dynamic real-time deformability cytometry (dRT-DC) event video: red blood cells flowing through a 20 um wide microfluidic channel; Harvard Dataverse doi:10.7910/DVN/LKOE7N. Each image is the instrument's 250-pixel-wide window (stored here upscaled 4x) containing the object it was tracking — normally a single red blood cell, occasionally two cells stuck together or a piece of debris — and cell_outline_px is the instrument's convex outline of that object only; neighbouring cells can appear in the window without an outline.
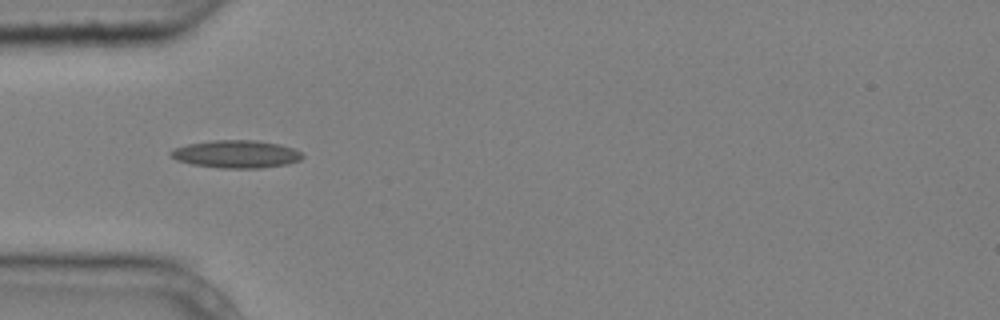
{"species": "common noctule bat (a hibernating species)", "species_latin": "Nyctalus noctula", "temperature_condition": "cold", "stored_images_in_passage": 9, "camera_frame_rate_fps": 3000, "um_per_image_px": 0.085, "animal": {"sex": "male", "body_mass_g": 20.4}, "frame": {"image": 1, "passage_image": 6, "time_ms": 1.667, "image_size_px": [1000, 320], "cell_outline_px": [[304, 156], [300, 160], [288, 164], [260, 168], [220, 168], [192, 164], [176, 160], [168, 152], [176, 148], [188, 144], [212, 140], [256, 140], [280, 144], [292, 148], [300, 152]], "centroid_in_image_um": [20.09, 13.1], "position_along_channel_um": 64.9, "area_um2": 21.21}}
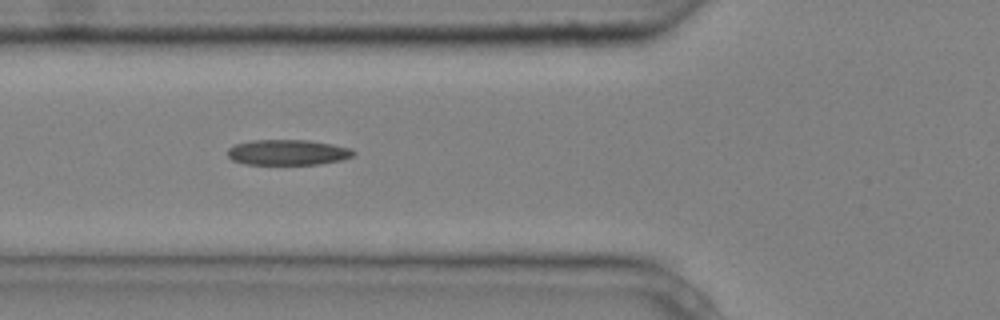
{"frame": {"image": 2, "passage_image": 7, "time_ms": 2.0, "image_size_px": [1000, 320], "cell_outline_px": [[356, 152], [352, 156], [340, 160], [320, 164], [244, 164], [232, 160], [228, 156], [228, 148], [236, 144], [252, 140], [308, 140], [332, 144], [352, 148]], "centroid_in_image_um": [24.46, 12.95], "position_along_channel_um": 101.3, "area_um2": 18.67}}